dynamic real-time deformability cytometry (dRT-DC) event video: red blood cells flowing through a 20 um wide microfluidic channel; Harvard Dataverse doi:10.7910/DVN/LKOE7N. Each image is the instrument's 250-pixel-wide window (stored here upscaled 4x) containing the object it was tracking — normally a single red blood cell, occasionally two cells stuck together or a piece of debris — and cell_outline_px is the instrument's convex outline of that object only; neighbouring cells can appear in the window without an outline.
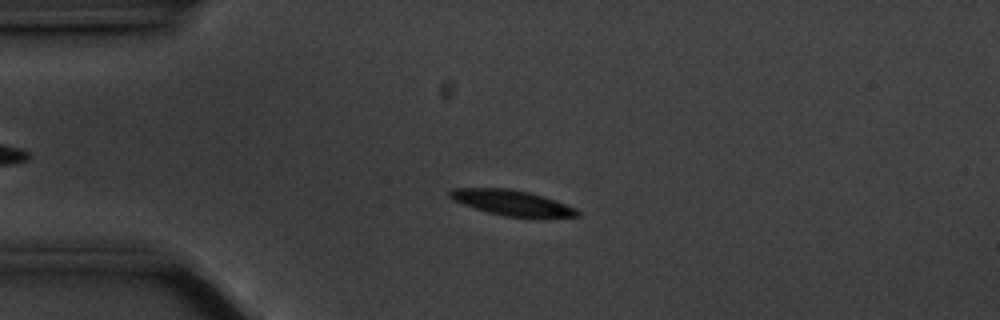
{"species": "common noctule bat (a hibernating species)", "species_latin": "Nyctalus noctula", "temperature_condition": "cold", "stored_images_in_passage": 57, "camera_frame_rate_fps": 3000, "um_per_image_px": 0.085, "animal": {"sex": "male", "body_mass_g": 20.1, "forearm_length_mm": 53.5}, "frame": {"image": 1, "passage_image": 13, "time_ms": 4.0, "image_size_px": [1000, 320], "cell_outline_px": [[580, 216], [540, 220], [504, 216], [488, 212], [452, 200], [448, 196], [448, 192], [452, 188], [512, 188], [544, 196], [556, 200], [576, 208], [580, 212]], "centroid_in_image_um": [43.62, 17.27], "position_along_channel_um": 41.4, "area_um2": 19.65}}
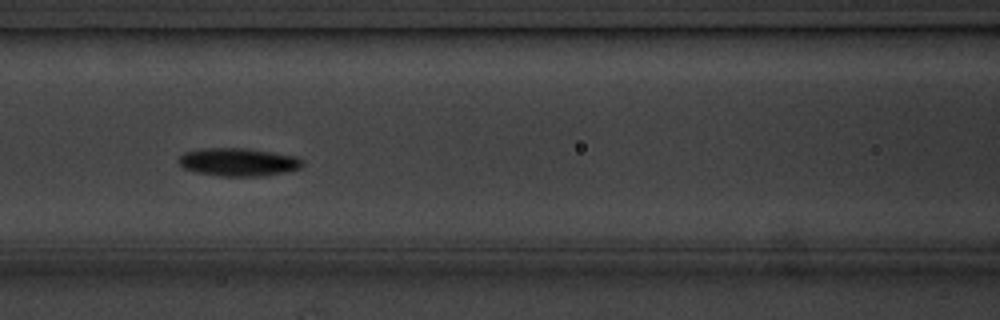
{"frame": {"image": 2, "passage_image": 24, "time_ms": 7.667, "image_size_px": [1000, 320], "cell_outline_px": [[304, 164], [300, 168], [284, 172], [264, 176], [216, 176], [196, 172], [184, 168], [176, 160], [184, 152], [204, 148], [248, 148], [296, 156], [304, 160]], "centroid_in_image_um": [20.26, 13.77], "position_along_channel_um": 146.3, "area_um2": 20.4}}
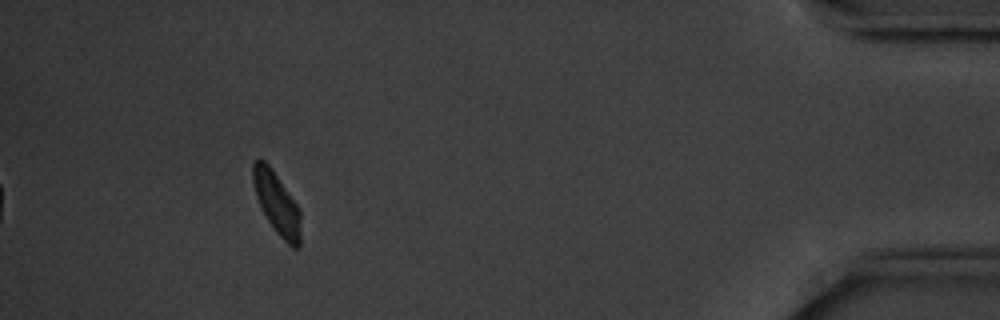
{"frame": {"image": 3, "passage_image": 52, "time_ms": 17.0, "image_size_px": [1000, 320], "cell_outline_px": [[300, 244], [296, 248], [292, 248], [276, 232], [268, 220], [256, 196], [252, 180], [252, 164], [260, 156], [272, 168], [300, 208]], "centroid_in_image_um": [23.53, 17.23], "position_along_channel_um": 411.7, "area_um2": 17.22}, "authors_computed_cell_mechanics": {"area_um2": 18.4382, "velocity_mm_per_s": 3.4879, "shape_relaxation_time_tau1_ms": 1.727, "shape_relaxation_time_tau2_ms": null, "deformation_change_tau1": 0.1058, "deformation_change_tau2": null}}